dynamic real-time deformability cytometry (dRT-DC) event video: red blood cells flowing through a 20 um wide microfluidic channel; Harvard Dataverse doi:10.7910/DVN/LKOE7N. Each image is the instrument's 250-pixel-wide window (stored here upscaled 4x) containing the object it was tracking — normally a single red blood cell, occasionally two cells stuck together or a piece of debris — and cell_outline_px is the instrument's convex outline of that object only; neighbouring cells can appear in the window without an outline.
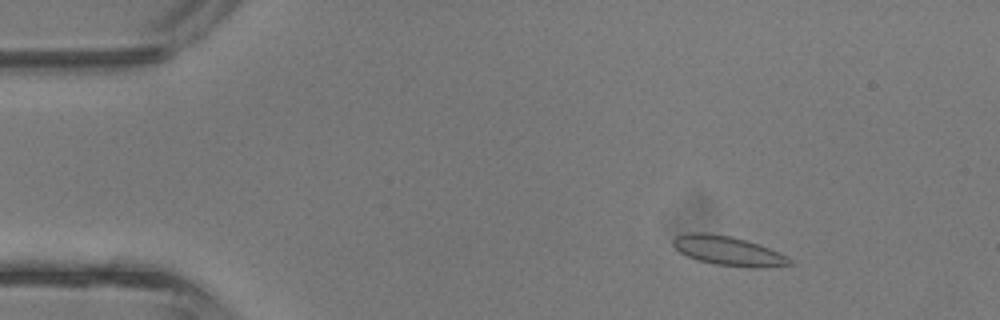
{"species": "common noctule bat (a hibernating species)", "species_latin": "Nyctalus noctula", "temperature_condition": "room temperature", "stored_images_in_passage": 41, "camera_frame_rate_fps": 3000, "um_per_image_px": 0.085, "animal": {"sex": "male", "body_mass_g": 13.3}, "frame": {"image": 1, "passage_image": 4, "time_ms": 1.0, "image_size_px": [1000, 320], "cell_outline_px": [[792, 264], [760, 268], [748, 268], [716, 264], [696, 260], [680, 252], [672, 244], [672, 240], [676, 236], [692, 232], [704, 232], [728, 236], [744, 240], [780, 252], [788, 256], [792, 260]], "centroid_in_image_um": [61.9, 21.34], "position_along_channel_um": 23.1, "area_um2": 19.77}}
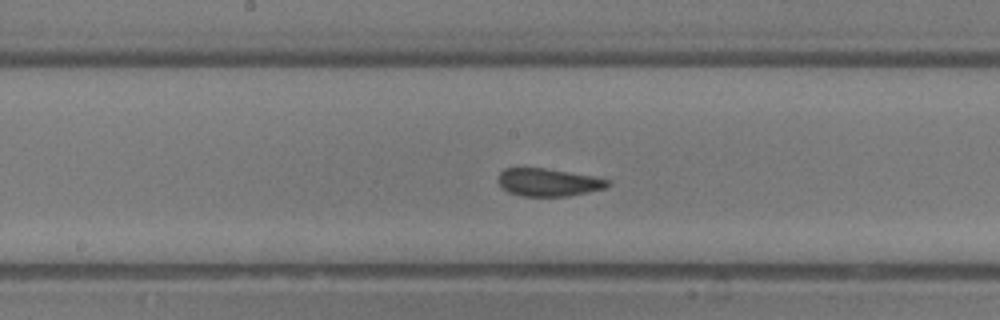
{"frame": {"image": 2, "passage_image": 20, "time_ms": 6.333, "image_size_px": [1000, 320], "cell_outline_px": [[612, 180], [604, 188], [568, 196], [520, 196], [508, 192], [500, 188], [500, 172], [504, 168], [544, 168], [592, 176]], "centroid_in_image_um": [46.58, 15.5], "position_along_channel_um": 201.6, "area_um2": 17.51}}
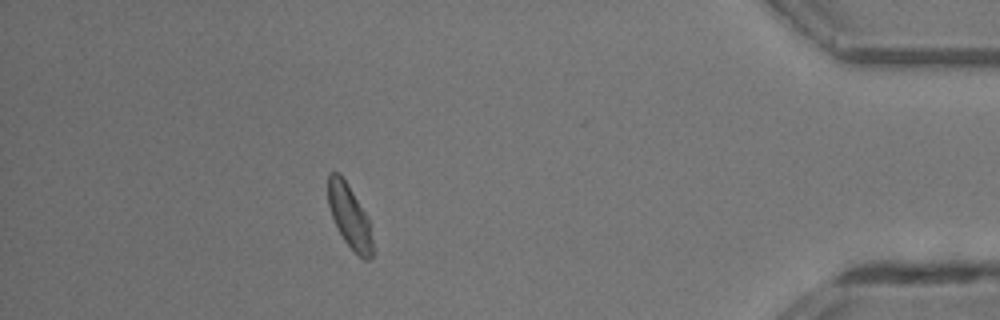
{"frame": {"image": 3, "passage_image": 36, "time_ms": 11.667, "image_size_px": [1000, 320], "cell_outline_px": [[372, 256], [368, 260], [364, 260], [344, 240], [332, 216], [328, 204], [328, 172], [340, 172], [364, 212], [368, 220], [372, 240]], "centroid_in_image_um": [29.68, 18.36], "position_along_channel_um": 405.5, "area_um2": 15.84}, "authors_computed_cell_mechanics": {"area_um2": 18.0914, "velocity_mm_per_s": 4.8015, "shape_relaxation_time_tau1_ms": 2.9259, "shape_relaxation_time_tau2_ms": 0.6505, "deformation_change_tau1": 0.1044, "deformation_change_tau2": 0.0555}}